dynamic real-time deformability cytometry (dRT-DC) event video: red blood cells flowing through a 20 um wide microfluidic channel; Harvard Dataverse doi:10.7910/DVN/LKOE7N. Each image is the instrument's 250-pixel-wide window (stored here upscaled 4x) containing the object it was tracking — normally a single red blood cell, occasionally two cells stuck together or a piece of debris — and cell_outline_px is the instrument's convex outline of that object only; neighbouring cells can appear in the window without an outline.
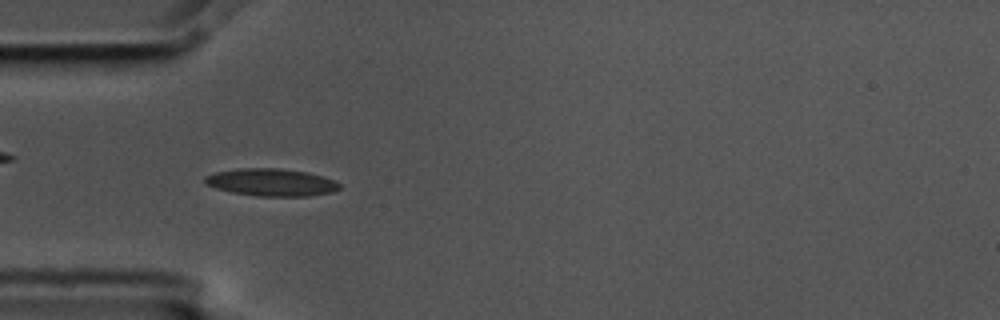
{"species": "common noctule bat (a hibernating species)", "species_latin": "Nyctalus noctula", "temperature_condition": "cold", "stored_images_in_passage": 4, "camera_frame_rate_fps": 3000, "um_per_image_px": 0.085, "animal": {"sex": "male", "body_mass_g": 17.5, "forearm_length_mm": 52.3}, "frame": {"image": 1, "passage_image": 3, "time_ms": 0.667, "image_size_px": [1000, 320], "cell_outline_px": [[340, 188], [332, 192], [308, 196], [256, 196], [232, 192], [216, 188], [208, 184], [204, 180], [204, 176], [216, 172], [236, 168], [280, 168], [308, 172], [336, 180], [340, 184]], "centroid_in_image_um": [23.08, 15.49], "position_along_channel_um": 61.9, "area_um2": 21.56}}